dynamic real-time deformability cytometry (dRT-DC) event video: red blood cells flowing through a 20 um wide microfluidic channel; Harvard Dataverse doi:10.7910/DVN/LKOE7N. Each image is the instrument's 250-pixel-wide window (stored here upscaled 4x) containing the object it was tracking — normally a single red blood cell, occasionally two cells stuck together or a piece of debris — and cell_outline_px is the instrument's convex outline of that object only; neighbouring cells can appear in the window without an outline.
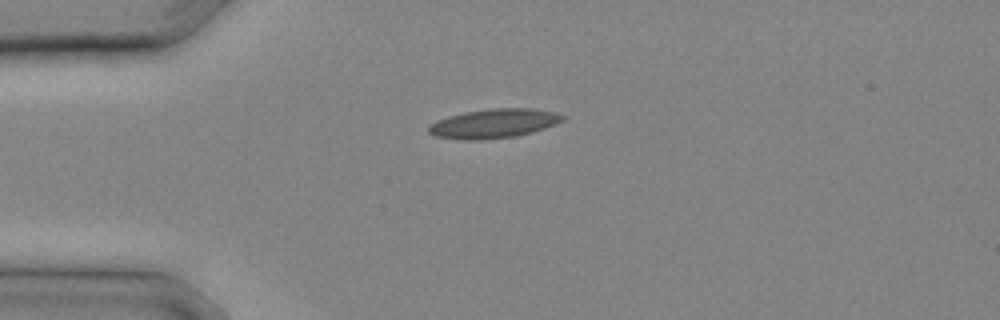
{"species": "common noctule bat (a hibernating species)", "species_latin": "Nyctalus noctula", "temperature_condition": "cold", "stored_images_in_passage": 4, "camera_frame_rate_fps": 3000, "um_per_image_px": 0.085, "animal": {"sex": "male", "body_mass_g": 20.4}, "frame": {"image": 1, "passage_image": 1, "time_ms": 0.0, "image_size_px": [1000, 320], "cell_outline_px": [[568, 116], [564, 120], [556, 124], [532, 132], [516, 136], [484, 140], [460, 140], [432, 136], [428, 132], [428, 128], [436, 120], [448, 116], [464, 112], [488, 108], [532, 108], [556, 112]], "centroid_in_image_um": [41.98, 10.5], "position_along_channel_um": 43.0, "area_um2": 23.18}}
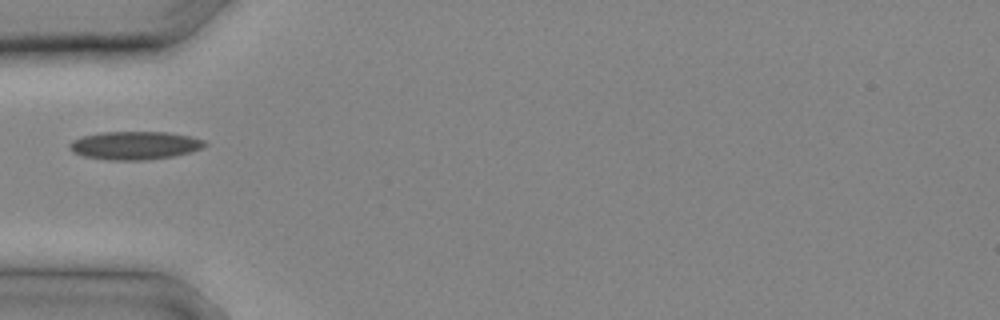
{"frame": {"image": 2, "passage_image": 3, "time_ms": 0.667, "image_size_px": [1000, 320], "cell_outline_px": [[208, 144], [204, 148], [192, 152], [172, 156], [148, 160], [108, 160], [84, 156], [72, 152], [68, 148], [68, 144], [72, 140], [80, 136], [100, 132], [168, 132], [188, 136], [204, 140]], "centroid_in_image_um": [11.44, 12.36], "position_along_channel_um": 73.6, "area_um2": 22.48}}